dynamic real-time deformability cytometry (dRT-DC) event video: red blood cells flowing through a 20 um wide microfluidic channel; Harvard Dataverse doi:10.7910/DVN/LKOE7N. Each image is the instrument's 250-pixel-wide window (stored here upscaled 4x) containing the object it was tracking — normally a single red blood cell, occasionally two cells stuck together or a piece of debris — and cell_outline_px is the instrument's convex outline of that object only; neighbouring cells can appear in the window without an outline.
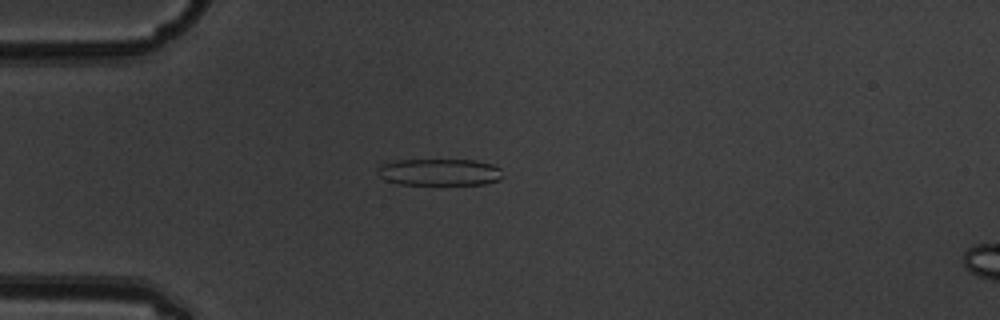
{"species": "common noctule bat (a hibernating species)", "species_latin": "Nyctalus noctula", "temperature_condition": "warm", "stored_images_in_passage": 6, "camera_frame_rate_fps": 3000, "um_per_image_px": 0.085, "animal": {"sex": "male", "body_mass_g": 19.5, "forearm_length_mm": 54.6}, "frame": {"image": 1, "passage_image": 5, "time_ms": 1.333, "image_size_px": [1000, 320], "cell_outline_px": [[500, 180], [484, 184], [396, 184], [384, 180], [380, 176], [380, 164], [396, 160], [476, 160], [492, 164], [500, 168]], "centroid_in_image_um": [37.35, 14.63], "position_along_channel_um": 47.6, "area_um2": 19.42}}